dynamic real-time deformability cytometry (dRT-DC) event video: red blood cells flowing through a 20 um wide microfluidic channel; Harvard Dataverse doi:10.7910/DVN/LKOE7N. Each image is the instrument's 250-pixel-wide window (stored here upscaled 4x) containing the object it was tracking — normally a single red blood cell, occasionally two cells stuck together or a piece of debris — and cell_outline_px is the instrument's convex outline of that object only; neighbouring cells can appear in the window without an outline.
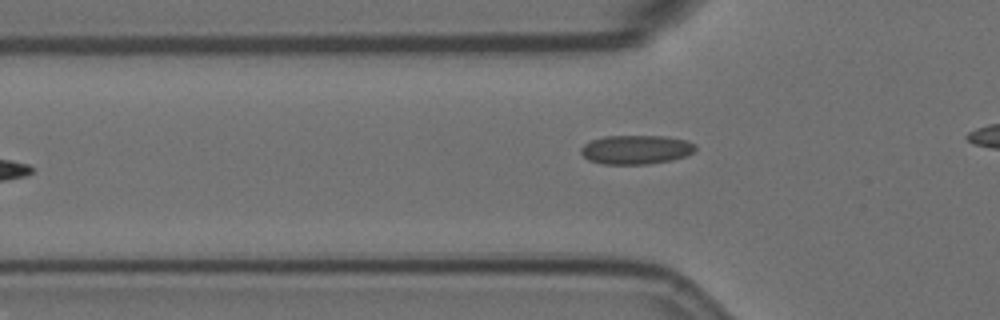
{"species": "Egyptian fruit bat (a non-hibernating species)", "species_latin": "Rousettus aegyptiacus", "temperature_condition": "room temperature", "stored_images_in_passage": 20, "camera_frame_rate_fps": 3000, "um_per_image_px": 0.085, "animal": {"sex": "female"}, "frame": {"image": 1, "passage_image": 3, "time_ms": 0.667, "image_size_px": [1000, 320], "cell_outline_px": [[696, 148], [692, 152], [684, 156], [672, 160], [644, 164], [604, 164], [588, 160], [580, 152], [580, 148], [584, 144], [592, 140], [604, 136], [664, 136], [688, 140], [696, 144]], "centroid_in_image_um": [54.06, 12.71], "position_along_channel_um": 71.7, "area_um2": 19.36}}
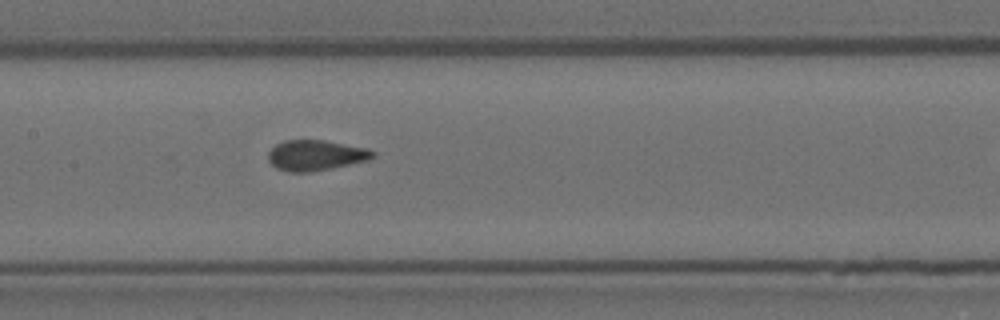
{"frame": {"image": 2, "passage_image": 12, "time_ms": 3.667, "image_size_px": [1000, 320], "cell_outline_px": [[376, 152], [368, 160], [308, 172], [288, 172], [276, 168], [268, 160], [268, 152], [276, 144], [284, 140], [324, 140], [368, 148]], "centroid_in_image_um": [26.8, 13.19], "position_along_channel_um": 180.6, "area_um2": 18.38}}
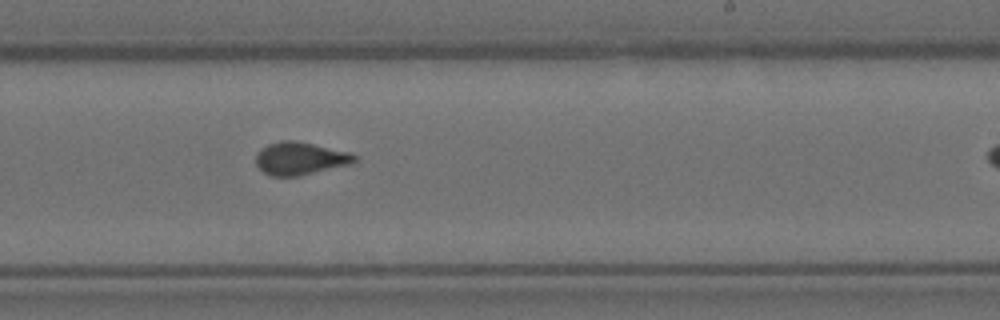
{"frame": {"image": 3, "passage_image": 19, "time_ms": 6.0, "image_size_px": [1000, 320], "cell_outline_px": [[360, 156], [352, 164], [296, 176], [272, 176], [264, 172], [256, 164], [256, 152], [260, 148], [268, 144], [280, 140], [296, 140], [352, 152]], "centroid_in_image_um": [25.54, 13.44], "position_along_channel_um": 263.5, "area_um2": 19.07}}